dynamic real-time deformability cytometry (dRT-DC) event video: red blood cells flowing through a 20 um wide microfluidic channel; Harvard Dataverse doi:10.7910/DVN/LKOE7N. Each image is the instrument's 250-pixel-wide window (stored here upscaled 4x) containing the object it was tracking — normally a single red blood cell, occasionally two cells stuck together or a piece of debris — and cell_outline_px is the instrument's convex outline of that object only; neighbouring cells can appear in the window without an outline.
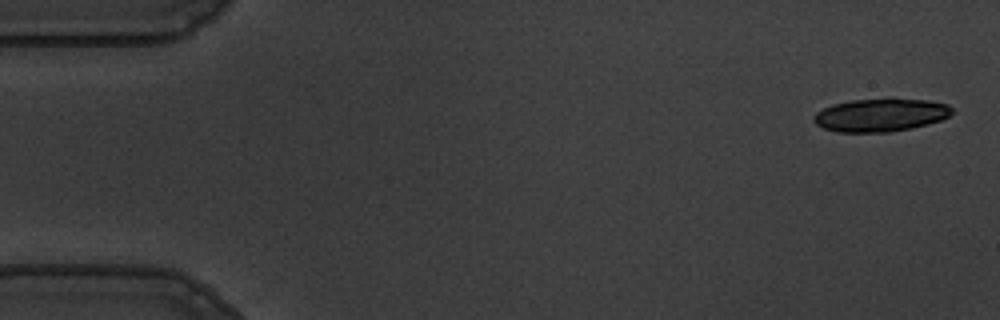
{"species": "common noctule bat (a hibernating species)", "species_latin": "Nyctalus noctula", "temperature_condition": "warm", "stored_images_in_passage": 32, "camera_frame_rate_fps": 3000, "um_per_image_px": 0.085, "animal": {"sex": "male", "body_mass_g": 19.5, "forearm_length_mm": 54.6}, "frame": {"image": 1, "passage_image": 1, "time_ms": 0.0, "image_size_px": [1000, 320], "cell_outline_px": [[952, 112], [948, 116], [940, 120], [928, 124], [912, 128], [888, 132], [836, 132], [824, 128], [816, 124], [812, 120], [812, 116], [816, 112], [832, 104], [852, 100], [892, 96], [928, 100], [948, 104], [952, 108]], "centroid_in_image_um": [74.85, 9.74], "position_along_channel_um": 10.2, "area_um2": 27.34}}